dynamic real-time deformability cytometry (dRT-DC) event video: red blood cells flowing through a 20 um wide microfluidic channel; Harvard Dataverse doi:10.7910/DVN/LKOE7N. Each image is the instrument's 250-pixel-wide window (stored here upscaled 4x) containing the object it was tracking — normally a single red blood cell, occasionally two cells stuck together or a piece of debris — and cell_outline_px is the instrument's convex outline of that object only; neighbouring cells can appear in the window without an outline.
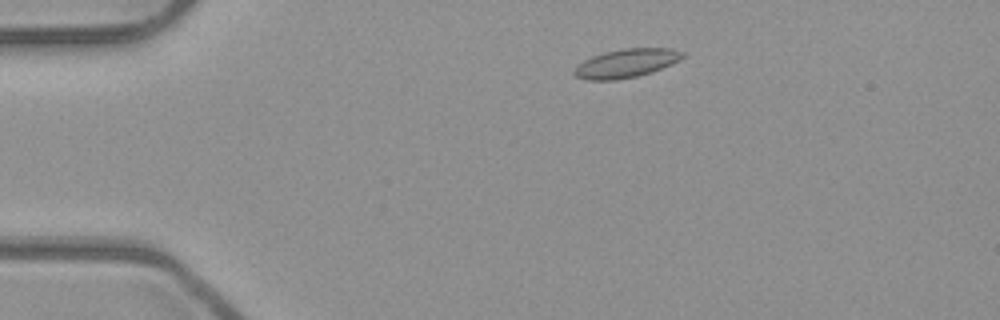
{"species": "common noctule bat (a hibernating species)", "species_latin": "Nyctalus noctula", "temperature_condition": "room temperature", "stored_images_in_passage": 2, "camera_frame_rate_fps": 3000, "um_per_image_px": 0.085, "animal": {"sex": "male", "body_mass_g": 23.1, "forearm_length_mm": 52.7}, "frame": {"image": 1, "passage_image": 1, "time_ms": 0.0, "image_size_px": [1000, 320], "cell_outline_px": [[684, 56], [680, 60], [672, 64], [652, 72], [636, 76], [616, 80], [584, 80], [576, 76], [572, 72], [584, 60], [592, 56], [604, 52], [624, 48], [672, 48], [684, 52]], "centroid_in_image_um": [53.25, 5.37], "position_along_channel_um": 31.8, "area_um2": 18.09}}